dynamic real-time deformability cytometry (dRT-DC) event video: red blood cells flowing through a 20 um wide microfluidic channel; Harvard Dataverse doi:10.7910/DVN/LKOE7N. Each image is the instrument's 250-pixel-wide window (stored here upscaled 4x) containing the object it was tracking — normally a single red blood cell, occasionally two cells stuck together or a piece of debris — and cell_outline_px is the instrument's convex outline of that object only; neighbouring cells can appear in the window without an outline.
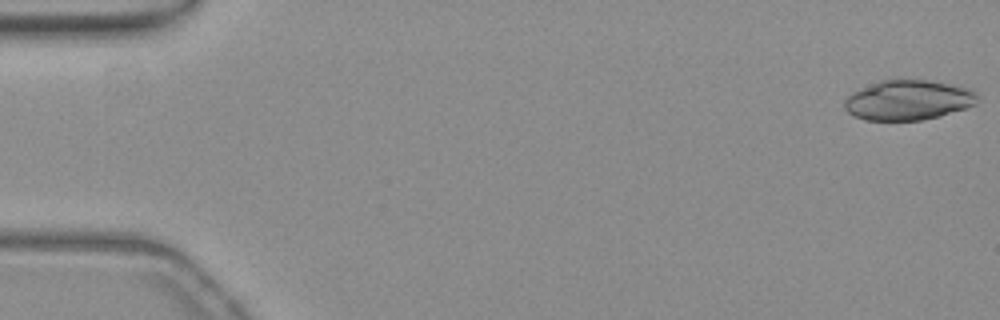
{"species": "common noctule bat (a hibernating species)", "species_latin": "Nyctalus noctula", "temperature_condition": "warm", "stored_images_in_passage": 54, "camera_frame_rate_fps": 3000, "um_per_image_px": 0.085, "animal": {"sex": "female", "body_mass_g": 19.3, "forearm_length_mm": 54.1}, "frame": {"image": 1, "passage_image": 1, "time_ms": 0.0, "image_size_px": [1000, 320], "cell_outline_px": [[976, 96], [972, 104], [964, 108], [940, 116], [920, 120], [864, 120], [848, 112], [844, 108], [844, 100], [852, 92], [860, 88], [880, 80], [900, 76], [932, 80], [972, 88], [976, 92]], "centroid_in_image_um": [77.15, 8.45], "position_along_channel_um": 7.8, "area_um2": 31.56}}